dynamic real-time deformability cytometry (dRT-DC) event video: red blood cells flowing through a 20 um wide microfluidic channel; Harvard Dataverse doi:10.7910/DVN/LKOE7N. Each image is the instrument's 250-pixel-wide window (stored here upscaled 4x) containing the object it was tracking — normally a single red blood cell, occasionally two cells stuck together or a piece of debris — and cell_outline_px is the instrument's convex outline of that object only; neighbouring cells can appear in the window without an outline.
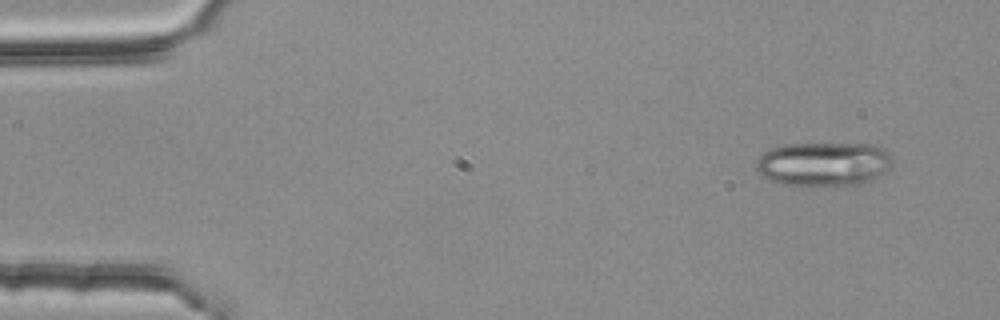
{"species": "common noctule bat (a hibernating species)", "species_latin": "Nyctalus noctula", "temperature_condition": "room temperature", "stored_images_in_passage": 3, "camera_frame_rate_fps": 3000, "um_per_image_px": 0.085, "animal": {"sex": "female", "body_mass_g": 25.1}, "frame": {"image": 1, "passage_image": 1, "time_ms": 0.0, "image_size_px": [1000, 320], "cell_outline_px": [[892, 164], [888, 172], [880, 180], [860, 184], [784, 184], [768, 180], [756, 168], [756, 160], [764, 152], [772, 148], [784, 144], [876, 144], [884, 148], [892, 156]], "centroid_in_image_um": [70.11, 13.92], "position_along_channel_um": 14.9, "area_um2": 35.2}}